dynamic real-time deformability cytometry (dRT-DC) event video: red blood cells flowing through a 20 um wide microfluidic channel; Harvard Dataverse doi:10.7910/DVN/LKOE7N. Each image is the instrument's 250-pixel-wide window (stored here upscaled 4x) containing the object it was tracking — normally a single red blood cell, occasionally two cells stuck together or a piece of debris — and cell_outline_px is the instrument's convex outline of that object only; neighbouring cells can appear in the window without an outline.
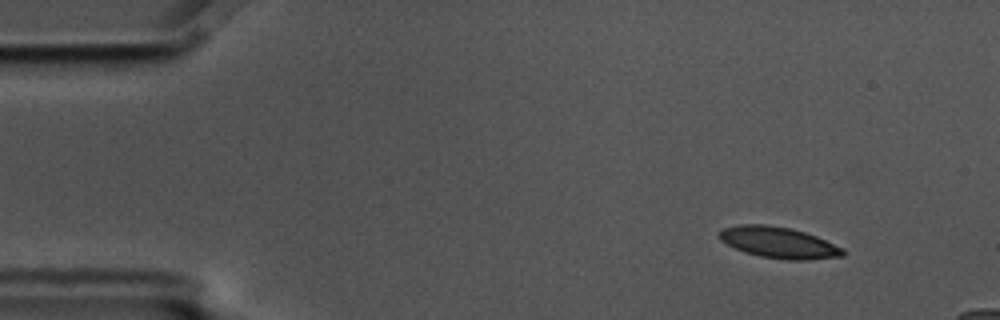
{"species": "common noctule bat (a hibernating species)", "species_latin": "Nyctalus noctula", "temperature_condition": "cold", "stored_images_in_passage": 5, "camera_frame_rate_fps": 3000, "um_per_image_px": 0.085, "animal": {"sex": "male", "body_mass_g": 17.5, "forearm_length_mm": 52.3}, "frame": {"image": 1, "passage_image": 2, "time_ms": 0.333, "image_size_px": [1000, 320], "cell_outline_px": [[844, 256], [808, 260], [788, 260], [760, 256], [744, 252], [720, 240], [720, 232], [724, 228], [740, 224], [764, 224], [788, 228], [804, 232], [816, 236], [844, 248]], "centroid_in_image_um": [66.22, 20.62], "position_along_channel_um": 18.8, "area_um2": 22.25}}